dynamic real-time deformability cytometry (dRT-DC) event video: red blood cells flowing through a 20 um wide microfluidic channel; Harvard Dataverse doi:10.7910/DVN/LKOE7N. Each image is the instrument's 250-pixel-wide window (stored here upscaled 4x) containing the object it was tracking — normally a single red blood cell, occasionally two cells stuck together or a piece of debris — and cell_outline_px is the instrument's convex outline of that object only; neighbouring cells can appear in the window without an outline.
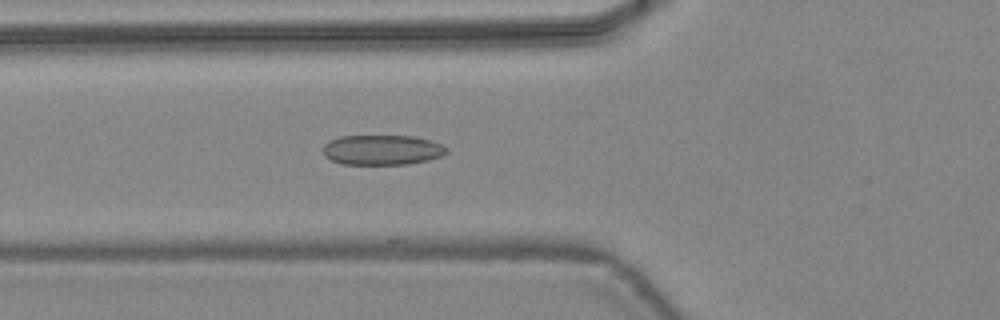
{"species": "common noctule bat (a hibernating species)", "species_latin": "Nyctalus noctula", "temperature_condition": "warm", "stored_images_in_passage": 46, "camera_frame_rate_fps": 3000, "um_per_image_px": 0.085, "animal": {"sex": "female", "body_mass_g": 24.6, "forearm_length_mm": 56.2}, "frame": {"image": 1, "passage_image": 17, "time_ms": 5.333, "image_size_px": [1000, 320], "cell_outline_px": [[448, 152], [440, 156], [428, 160], [408, 164], [340, 164], [324, 156], [324, 144], [328, 140], [340, 136], [412, 136], [432, 140], [448, 148]], "centroid_in_image_um": [32.47, 12.74], "position_along_channel_um": 93.3, "area_um2": 21.68}}
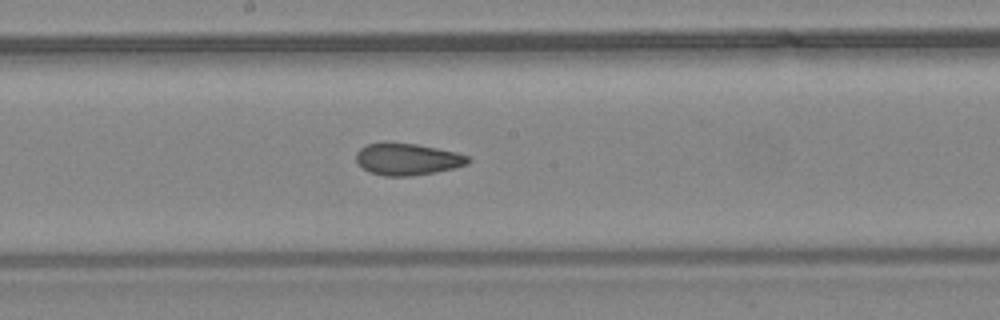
{"frame": {"image": 2, "passage_image": 25, "time_ms": 8.0, "image_size_px": [1000, 320], "cell_outline_px": [[472, 160], [468, 164], [436, 172], [412, 176], [384, 176], [368, 172], [356, 164], [356, 152], [360, 148], [368, 144], [384, 140], [416, 144], [456, 152], [468, 156]], "centroid_in_image_um": [34.57, 13.51], "position_along_channel_um": 213.6, "area_um2": 21.27}}
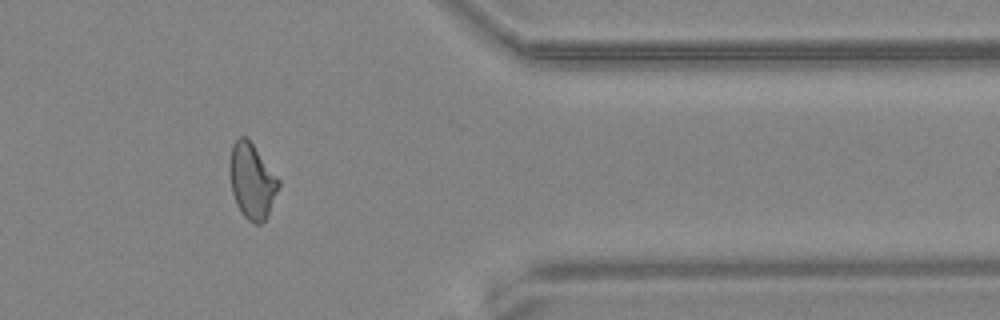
{"frame": {"image": 3, "passage_image": 38, "time_ms": 12.333, "image_size_px": [1000, 320], "cell_outline_px": [[280, 184], [268, 216], [260, 224], [256, 224], [248, 220], [240, 212], [236, 204], [232, 192], [228, 168], [228, 164], [232, 144], [240, 136], [244, 136], [252, 144], [280, 180]], "centroid_in_image_um": [21.39, 15.4], "position_along_channel_um": 390.0, "area_um2": 21.44}, "authors_computed_cell_mechanics": {"area_um2": 21.5305, "velocity_mm_per_s": 4.4722, "shape_relaxation_time_tau1_ms": null, "shape_relaxation_time_tau2_ms": 1.7012, "deformation_change_tau1": null, "deformation_change_tau2": 0.0865}}